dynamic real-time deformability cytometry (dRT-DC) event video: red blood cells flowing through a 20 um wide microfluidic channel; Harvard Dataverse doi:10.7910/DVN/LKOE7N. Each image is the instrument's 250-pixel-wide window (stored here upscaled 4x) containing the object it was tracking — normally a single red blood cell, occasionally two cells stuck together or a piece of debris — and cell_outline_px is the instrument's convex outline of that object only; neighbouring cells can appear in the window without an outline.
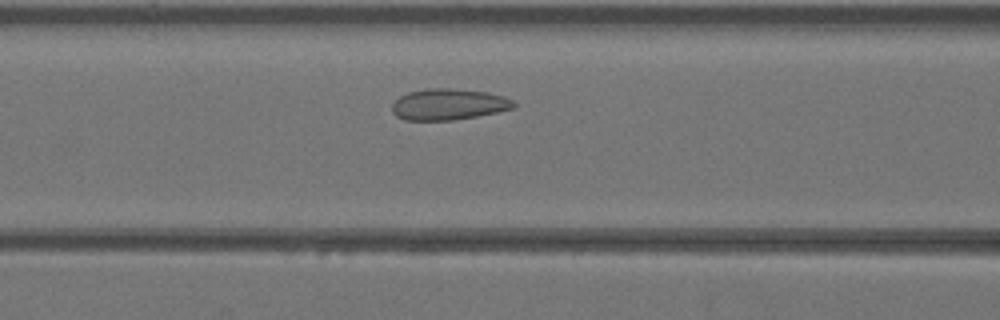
{"species": "Egyptian fruit bat (a non-hibernating species)", "species_latin": "Rousettus aegyptiacus", "temperature_condition": "warm", "stored_images_in_passage": 34, "camera_frame_rate_fps": 3000, "um_per_image_px": 0.085, "animal": {"sex": "female"}, "frame": {"image": 1, "passage_image": 9, "time_ms": 2.667, "image_size_px": [1000, 320], "cell_outline_px": [[516, 108], [476, 116], [452, 120], [404, 120], [396, 116], [392, 112], [392, 104], [400, 96], [408, 92], [428, 88], [456, 88], [488, 92], [504, 96], [512, 100], [516, 104]], "centroid_in_image_um": [38.13, 8.86], "position_along_channel_um": 128.5, "area_um2": 22.25}}
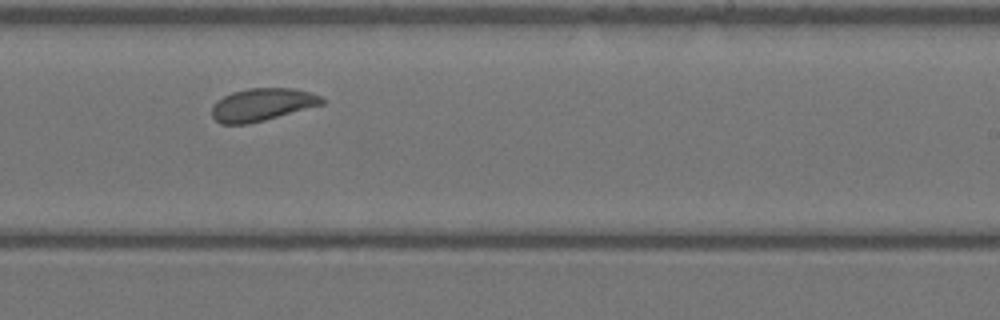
{"frame": {"image": 2, "passage_image": 18, "time_ms": 5.667, "image_size_px": [1000, 320], "cell_outline_px": [[324, 104], [264, 120], [248, 124], [220, 124], [212, 116], [212, 104], [216, 100], [232, 92], [248, 88], [292, 88], [312, 92], [320, 96], [324, 100]], "centroid_in_image_um": [22.26, 8.89], "position_along_channel_um": 266.7, "area_um2": 20.98}}
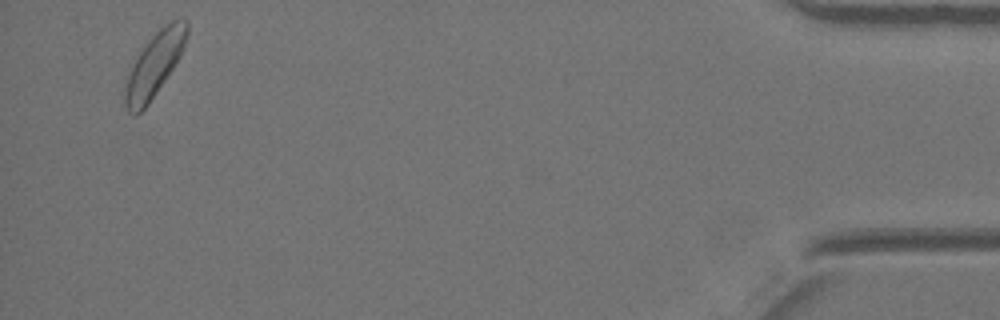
{"frame": {"image": 3, "passage_image": 33, "time_ms": 10.667, "image_size_px": [1000, 320], "cell_outline_px": [[188, 32], [180, 56], [148, 104], [136, 116], [132, 116], [124, 108], [124, 88], [128, 76], [136, 56], [144, 44], [164, 24], [172, 20], [188, 20]], "centroid_in_image_um": [13.09, 5.52], "position_along_channel_um": 422.1, "area_um2": 22.83}}